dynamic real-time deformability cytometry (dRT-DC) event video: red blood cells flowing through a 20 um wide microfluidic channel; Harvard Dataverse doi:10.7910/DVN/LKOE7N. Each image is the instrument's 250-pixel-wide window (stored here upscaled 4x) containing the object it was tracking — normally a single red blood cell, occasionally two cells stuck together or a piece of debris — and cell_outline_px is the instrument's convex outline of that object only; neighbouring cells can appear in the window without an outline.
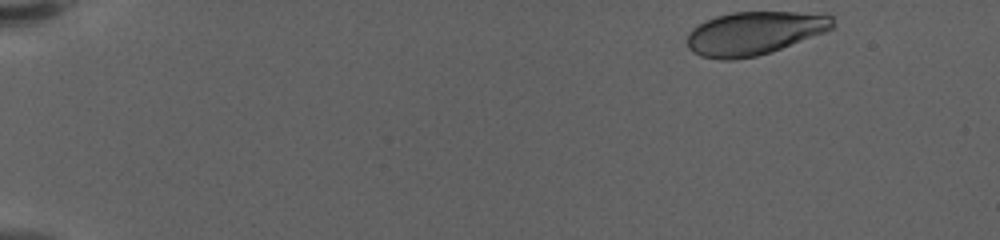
{"species": "human", "species_latin": "Homo sapiens", "temperature_condition": "warm", "stored_images_in_passage": 15, "camera_frame_rate_fps": 3000, "um_per_image_px": 0.085, "donor": {"sex": "female"}, "frame": {"image": 1, "passage_image": 1, "time_ms": 0.0, "image_size_px": [1000, 240], "cell_outline_px": [[832, 28], [824, 32], [772, 52], [756, 56], [732, 60], [720, 60], [700, 56], [692, 52], [688, 48], [688, 32], [692, 28], [716, 16], [732, 12], [828, 12], [832, 16]], "centroid_in_image_um": [64.13, 2.82], "position_along_channel_um": 20.9, "area_um2": 36.93}}
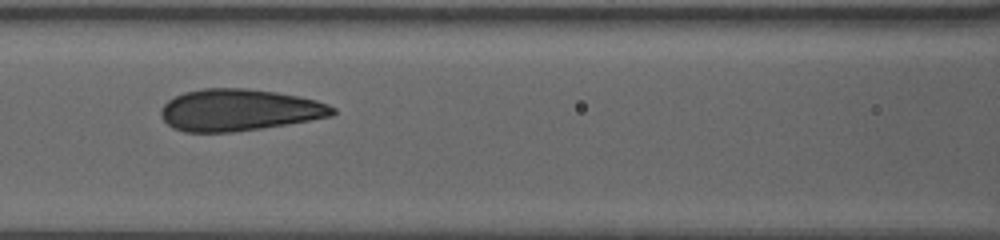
{"frame": {"image": 2, "passage_image": 9, "time_ms": 2.667, "image_size_px": [1000, 240], "cell_outline_px": [[336, 112], [332, 116], [260, 128], [232, 132], [184, 132], [172, 128], [160, 116], [160, 108], [168, 100], [184, 92], [204, 88], [244, 88], [276, 92], [316, 100], [328, 104], [336, 108]], "centroid_in_image_um": [20.28, 9.35], "position_along_channel_um": 146.3, "area_um2": 41.62}}
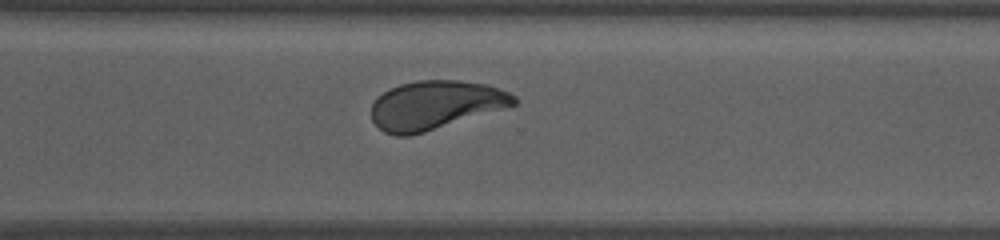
{"frame": {"image": 3, "passage_image": 15, "time_ms": 4.667, "image_size_px": [1000, 240], "cell_outline_px": [[516, 104], [504, 108], [424, 132], [408, 136], [396, 136], [384, 132], [372, 120], [372, 104], [376, 96], [388, 88], [400, 84], [416, 80], [460, 80], [488, 84], [508, 92], [516, 96]], "centroid_in_image_um": [36.97, 8.91], "position_along_channel_um": 333.6, "area_um2": 40.4}}